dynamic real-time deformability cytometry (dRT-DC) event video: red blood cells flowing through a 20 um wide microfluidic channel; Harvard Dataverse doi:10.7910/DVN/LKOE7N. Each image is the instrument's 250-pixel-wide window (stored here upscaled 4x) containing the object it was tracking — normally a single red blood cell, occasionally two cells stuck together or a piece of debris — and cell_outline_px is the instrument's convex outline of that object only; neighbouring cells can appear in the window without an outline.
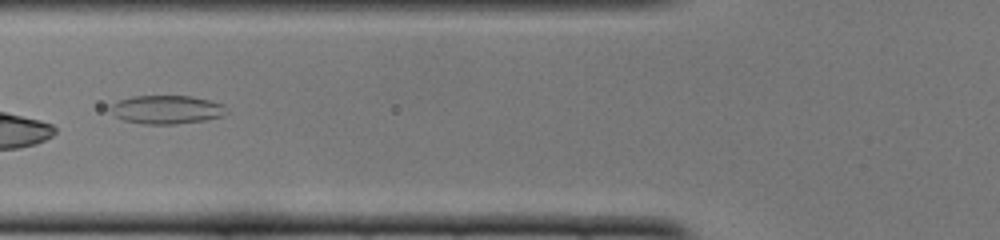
{"species": "common noctule bat (a hibernating species)", "species_latin": "Nyctalus noctula", "temperature_condition": "cold", "stored_images_in_passage": 50, "camera_frame_rate_fps": 3000, "um_per_image_px": 0.085, "animal": {"sex": "female", "body_mass_g": 22.0, "forearm_length_mm": 56.7}, "frame": {"image": 1, "passage_image": 21, "time_ms": 6.667, "image_size_px": [1000, 240], "cell_outline_px": [[224, 116], [204, 120], [176, 124], [144, 124], [124, 120], [116, 116], [108, 108], [112, 104], [120, 100], [132, 96], [192, 96], [224, 104]], "centroid_in_image_um": [14.14, 9.31], "position_along_channel_um": 111.7, "area_um2": 19.13}}
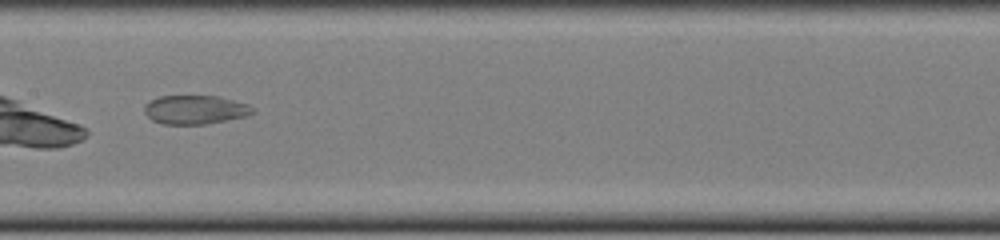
{"frame": {"image": 2, "passage_image": 27, "time_ms": 8.667, "image_size_px": [1000, 240], "cell_outline_px": [[256, 112], [248, 116], [208, 124], [164, 124], [152, 120], [144, 112], [144, 104], [160, 96], [220, 96], [248, 104], [256, 108]], "centroid_in_image_um": [16.65, 9.33], "position_along_channel_um": 190.8, "area_um2": 18.44}}
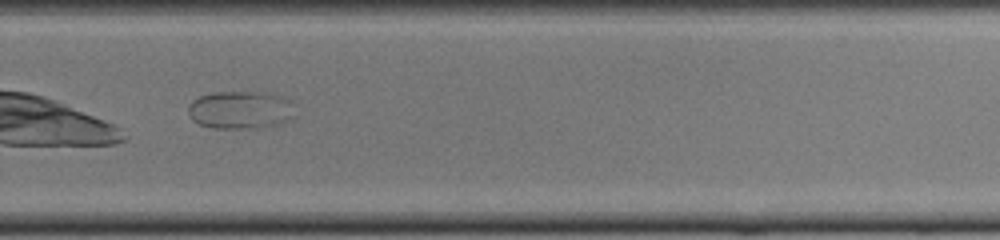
{"frame": {"image": 3, "passage_image": 36, "time_ms": 11.667, "image_size_px": [1000, 240], "cell_outline_px": [[296, 116], [280, 124], [252, 128], [212, 128], [200, 124], [192, 120], [188, 112], [188, 104], [192, 100], [200, 96], [212, 92], [264, 92], [292, 100]], "centroid_in_image_um": [20.45, 9.34], "position_along_channel_um": 309.4, "area_um2": 23.81}}